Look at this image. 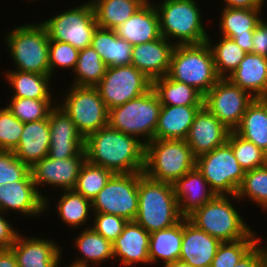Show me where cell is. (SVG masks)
<instances>
[{
    "mask_svg": "<svg viewBox=\"0 0 267 267\" xmlns=\"http://www.w3.org/2000/svg\"><path fill=\"white\" fill-rule=\"evenodd\" d=\"M229 196L216 195L190 214L188 220L220 242L247 238L253 231L231 203L233 199L238 200L236 195Z\"/></svg>",
    "mask_w": 267,
    "mask_h": 267,
    "instance_id": "277c9868",
    "label": "cell"
},
{
    "mask_svg": "<svg viewBox=\"0 0 267 267\" xmlns=\"http://www.w3.org/2000/svg\"><path fill=\"white\" fill-rule=\"evenodd\" d=\"M139 173L114 174L92 201L93 213L134 221L138 211Z\"/></svg>",
    "mask_w": 267,
    "mask_h": 267,
    "instance_id": "4fadbf2b",
    "label": "cell"
},
{
    "mask_svg": "<svg viewBox=\"0 0 267 267\" xmlns=\"http://www.w3.org/2000/svg\"><path fill=\"white\" fill-rule=\"evenodd\" d=\"M91 46L107 67L132 64L133 46L118 37L114 30L97 27L93 34Z\"/></svg>",
    "mask_w": 267,
    "mask_h": 267,
    "instance_id": "f1b7e54d",
    "label": "cell"
},
{
    "mask_svg": "<svg viewBox=\"0 0 267 267\" xmlns=\"http://www.w3.org/2000/svg\"><path fill=\"white\" fill-rule=\"evenodd\" d=\"M161 105L204 106V96L194 87L172 80L167 75L152 81Z\"/></svg>",
    "mask_w": 267,
    "mask_h": 267,
    "instance_id": "836d02e7",
    "label": "cell"
},
{
    "mask_svg": "<svg viewBox=\"0 0 267 267\" xmlns=\"http://www.w3.org/2000/svg\"><path fill=\"white\" fill-rule=\"evenodd\" d=\"M167 76L194 87L204 96L220 79L207 41L200 44L175 45Z\"/></svg>",
    "mask_w": 267,
    "mask_h": 267,
    "instance_id": "3957f363",
    "label": "cell"
},
{
    "mask_svg": "<svg viewBox=\"0 0 267 267\" xmlns=\"http://www.w3.org/2000/svg\"><path fill=\"white\" fill-rule=\"evenodd\" d=\"M216 45H212L210 37L207 39L213 58L217 75L220 78H227L234 70L239 67L246 52L228 37L221 36Z\"/></svg>",
    "mask_w": 267,
    "mask_h": 267,
    "instance_id": "74e56055",
    "label": "cell"
},
{
    "mask_svg": "<svg viewBox=\"0 0 267 267\" xmlns=\"http://www.w3.org/2000/svg\"><path fill=\"white\" fill-rule=\"evenodd\" d=\"M259 240L234 267H267L266 253Z\"/></svg>",
    "mask_w": 267,
    "mask_h": 267,
    "instance_id": "c3c4849f",
    "label": "cell"
},
{
    "mask_svg": "<svg viewBox=\"0 0 267 267\" xmlns=\"http://www.w3.org/2000/svg\"><path fill=\"white\" fill-rule=\"evenodd\" d=\"M182 218L173 184L152 180L139 172L135 221L151 234L173 226Z\"/></svg>",
    "mask_w": 267,
    "mask_h": 267,
    "instance_id": "7a4b0ae2",
    "label": "cell"
},
{
    "mask_svg": "<svg viewBox=\"0 0 267 267\" xmlns=\"http://www.w3.org/2000/svg\"><path fill=\"white\" fill-rule=\"evenodd\" d=\"M86 160L114 174L144 172L145 144L132 135L102 127L85 138Z\"/></svg>",
    "mask_w": 267,
    "mask_h": 267,
    "instance_id": "6da1fadb",
    "label": "cell"
},
{
    "mask_svg": "<svg viewBox=\"0 0 267 267\" xmlns=\"http://www.w3.org/2000/svg\"><path fill=\"white\" fill-rule=\"evenodd\" d=\"M261 9L224 7L219 18L221 36L233 39L246 53H252L253 33L258 25Z\"/></svg>",
    "mask_w": 267,
    "mask_h": 267,
    "instance_id": "44dd1931",
    "label": "cell"
},
{
    "mask_svg": "<svg viewBox=\"0 0 267 267\" xmlns=\"http://www.w3.org/2000/svg\"><path fill=\"white\" fill-rule=\"evenodd\" d=\"M96 88L109 110L145 94L152 80L133 65L107 67Z\"/></svg>",
    "mask_w": 267,
    "mask_h": 267,
    "instance_id": "7c38bea8",
    "label": "cell"
},
{
    "mask_svg": "<svg viewBox=\"0 0 267 267\" xmlns=\"http://www.w3.org/2000/svg\"><path fill=\"white\" fill-rule=\"evenodd\" d=\"M195 165L196 158L185 140L154 139L145 145L143 173L152 180L174 184Z\"/></svg>",
    "mask_w": 267,
    "mask_h": 267,
    "instance_id": "8992f818",
    "label": "cell"
},
{
    "mask_svg": "<svg viewBox=\"0 0 267 267\" xmlns=\"http://www.w3.org/2000/svg\"><path fill=\"white\" fill-rule=\"evenodd\" d=\"M30 173V167L21 162L13 151L0 150V184L23 180Z\"/></svg>",
    "mask_w": 267,
    "mask_h": 267,
    "instance_id": "bcb514c9",
    "label": "cell"
},
{
    "mask_svg": "<svg viewBox=\"0 0 267 267\" xmlns=\"http://www.w3.org/2000/svg\"><path fill=\"white\" fill-rule=\"evenodd\" d=\"M195 167L216 195H236L245 176L227 142L196 158Z\"/></svg>",
    "mask_w": 267,
    "mask_h": 267,
    "instance_id": "30bf717a",
    "label": "cell"
},
{
    "mask_svg": "<svg viewBox=\"0 0 267 267\" xmlns=\"http://www.w3.org/2000/svg\"><path fill=\"white\" fill-rule=\"evenodd\" d=\"M159 16L161 36L175 45L204 43L208 39L201 10L195 0H162L154 3ZM173 38V39H172Z\"/></svg>",
    "mask_w": 267,
    "mask_h": 267,
    "instance_id": "5b68a950",
    "label": "cell"
},
{
    "mask_svg": "<svg viewBox=\"0 0 267 267\" xmlns=\"http://www.w3.org/2000/svg\"><path fill=\"white\" fill-rule=\"evenodd\" d=\"M7 108L22 123L48 119L54 107L51 99L11 98Z\"/></svg>",
    "mask_w": 267,
    "mask_h": 267,
    "instance_id": "7bdbcfd3",
    "label": "cell"
},
{
    "mask_svg": "<svg viewBox=\"0 0 267 267\" xmlns=\"http://www.w3.org/2000/svg\"><path fill=\"white\" fill-rule=\"evenodd\" d=\"M234 132L267 154V98H255L249 104Z\"/></svg>",
    "mask_w": 267,
    "mask_h": 267,
    "instance_id": "f546056e",
    "label": "cell"
},
{
    "mask_svg": "<svg viewBox=\"0 0 267 267\" xmlns=\"http://www.w3.org/2000/svg\"><path fill=\"white\" fill-rule=\"evenodd\" d=\"M76 237L75 245L82 257L75 259L68 267H90L88 263H103L114 258L113 245L91 227L84 228Z\"/></svg>",
    "mask_w": 267,
    "mask_h": 267,
    "instance_id": "1f68e13d",
    "label": "cell"
},
{
    "mask_svg": "<svg viewBox=\"0 0 267 267\" xmlns=\"http://www.w3.org/2000/svg\"><path fill=\"white\" fill-rule=\"evenodd\" d=\"M24 123L7 108H0V150L13 151L23 132Z\"/></svg>",
    "mask_w": 267,
    "mask_h": 267,
    "instance_id": "ee69618b",
    "label": "cell"
},
{
    "mask_svg": "<svg viewBox=\"0 0 267 267\" xmlns=\"http://www.w3.org/2000/svg\"><path fill=\"white\" fill-rule=\"evenodd\" d=\"M49 40L69 43L78 50L91 46L98 27L90 1L43 21Z\"/></svg>",
    "mask_w": 267,
    "mask_h": 267,
    "instance_id": "8fae6325",
    "label": "cell"
},
{
    "mask_svg": "<svg viewBox=\"0 0 267 267\" xmlns=\"http://www.w3.org/2000/svg\"><path fill=\"white\" fill-rule=\"evenodd\" d=\"M0 267H18L15 256L10 249H0Z\"/></svg>",
    "mask_w": 267,
    "mask_h": 267,
    "instance_id": "f5cc1de1",
    "label": "cell"
},
{
    "mask_svg": "<svg viewBox=\"0 0 267 267\" xmlns=\"http://www.w3.org/2000/svg\"><path fill=\"white\" fill-rule=\"evenodd\" d=\"M255 98L234 85L228 78H220L204 95V106L228 129L234 131Z\"/></svg>",
    "mask_w": 267,
    "mask_h": 267,
    "instance_id": "5bb4252c",
    "label": "cell"
},
{
    "mask_svg": "<svg viewBox=\"0 0 267 267\" xmlns=\"http://www.w3.org/2000/svg\"><path fill=\"white\" fill-rule=\"evenodd\" d=\"M114 31L118 37L132 46L159 39L161 37L159 16L154 4L148 0Z\"/></svg>",
    "mask_w": 267,
    "mask_h": 267,
    "instance_id": "cb8c5ba5",
    "label": "cell"
},
{
    "mask_svg": "<svg viewBox=\"0 0 267 267\" xmlns=\"http://www.w3.org/2000/svg\"><path fill=\"white\" fill-rule=\"evenodd\" d=\"M18 71L50 75L49 37L42 23L17 26L5 36Z\"/></svg>",
    "mask_w": 267,
    "mask_h": 267,
    "instance_id": "52a82bcc",
    "label": "cell"
},
{
    "mask_svg": "<svg viewBox=\"0 0 267 267\" xmlns=\"http://www.w3.org/2000/svg\"><path fill=\"white\" fill-rule=\"evenodd\" d=\"M149 241V232L135 220L128 221L122 233L112 243L113 259H121V263L126 267L138 263L150 264Z\"/></svg>",
    "mask_w": 267,
    "mask_h": 267,
    "instance_id": "603a6c76",
    "label": "cell"
},
{
    "mask_svg": "<svg viewBox=\"0 0 267 267\" xmlns=\"http://www.w3.org/2000/svg\"><path fill=\"white\" fill-rule=\"evenodd\" d=\"M227 143L232 147L235 158L245 172L267 164V154L234 131H230Z\"/></svg>",
    "mask_w": 267,
    "mask_h": 267,
    "instance_id": "60d3db41",
    "label": "cell"
},
{
    "mask_svg": "<svg viewBox=\"0 0 267 267\" xmlns=\"http://www.w3.org/2000/svg\"><path fill=\"white\" fill-rule=\"evenodd\" d=\"M85 161L84 149L77 156L66 159H52L45 156L30 168L33 182L39 194L45 200V211L50 206V201L46 195H42L43 193L41 190L39 191L38 187L51 185L54 188H62L63 191L74 190L81 166Z\"/></svg>",
    "mask_w": 267,
    "mask_h": 267,
    "instance_id": "9a60e30c",
    "label": "cell"
},
{
    "mask_svg": "<svg viewBox=\"0 0 267 267\" xmlns=\"http://www.w3.org/2000/svg\"><path fill=\"white\" fill-rule=\"evenodd\" d=\"M266 253V262H267V246L263 247Z\"/></svg>",
    "mask_w": 267,
    "mask_h": 267,
    "instance_id": "11a10c76",
    "label": "cell"
},
{
    "mask_svg": "<svg viewBox=\"0 0 267 267\" xmlns=\"http://www.w3.org/2000/svg\"><path fill=\"white\" fill-rule=\"evenodd\" d=\"M259 240L260 236L252 232L244 239L221 242L210 267H234Z\"/></svg>",
    "mask_w": 267,
    "mask_h": 267,
    "instance_id": "b9f144b4",
    "label": "cell"
},
{
    "mask_svg": "<svg viewBox=\"0 0 267 267\" xmlns=\"http://www.w3.org/2000/svg\"><path fill=\"white\" fill-rule=\"evenodd\" d=\"M164 267H192L187 262H184L182 260H176L174 262L168 263L166 265H163Z\"/></svg>",
    "mask_w": 267,
    "mask_h": 267,
    "instance_id": "db71d44e",
    "label": "cell"
},
{
    "mask_svg": "<svg viewBox=\"0 0 267 267\" xmlns=\"http://www.w3.org/2000/svg\"><path fill=\"white\" fill-rule=\"evenodd\" d=\"M174 44V45H173ZM174 42L164 37L134 45L132 47V64L152 81L168 74Z\"/></svg>",
    "mask_w": 267,
    "mask_h": 267,
    "instance_id": "ffe728a7",
    "label": "cell"
},
{
    "mask_svg": "<svg viewBox=\"0 0 267 267\" xmlns=\"http://www.w3.org/2000/svg\"><path fill=\"white\" fill-rule=\"evenodd\" d=\"M107 66L92 46L79 50L78 60L74 69L76 86L96 87L105 75Z\"/></svg>",
    "mask_w": 267,
    "mask_h": 267,
    "instance_id": "8d00e7d4",
    "label": "cell"
},
{
    "mask_svg": "<svg viewBox=\"0 0 267 267\" xmlns=\"http://www.w3.org/2000/svg\"><path fill=\"white\" fill-rule=\"evenodd\" d=\"M79 50L69 43L50 40L49 41V67L50 76H53L55 68H69L74 71Z\"/></svg>",
    "mask_w": 267,
    "mask_h": 267,
    "instance_id": "f6af8a7d",
    "label": "cell"
},
{
    "mask_svg": "<svg viewBox=\"0 0 267 267\" xmlns=\"http://www.w3.org/2000/svg\"><path fill=\"white\" fill-rule=\"evenodd\" d=\"M60 247L47 238H27L19 233L9 249L18 267H58L62 253Z\"/></svg>",
    "mask_w": 267,
    "mask_h": 267,
    "instance_id": "d6986e66",
    "label": "cell"
},
{
    "mask_svg": "<svg viewBox=\"0 0 267 267\" xmlns=\"http://www.w3.org/2000/svg\"><path fill=\"white\" fill-rule=\"evenodd\" d=\"M6 72L5 78L14 92L11 98L52 99L49 87L52 81L50 75L18 70H6Z\"/></svg>",
    "mask_w": 267,
    "mask_h": 267,
    "instance_id": "e575fe53",
    "label": "cell"
},
{
    "mask_svg": "<svg viewBox=\"0 0 267 267\" xmlns=\"http://www.w3.org/2000/svg\"><path fill=\"white\" fill-rule=\"evenodd\" d=\"M20 212L23 216H38L45 212V200L39 194L31 172L21 181L0 184V212Z\"/></svg>",
    "mask_w": 267,
    "mask_h": 267,
    "instance_id": "ac0fdd59",
    "label": "cell"
},
{
    "mask_svg": "<svg viewBox=\"0 0 267 267\" xmlns=\"http://www.w3.org/2000/svg\"><path fill=\"white\" fill-rule=\"evenodd\" d=\"M63 97L57 103L84 138L108 125L109 110L96 87L71 85Z\"/></svg>",
    "mask_w": 267,
    "mask_h": 267,
    "instance_id": "9c48e42d",
    "label": "cell"
},
{
    "mask_svg": "<svg viewBox=\"0 0 267 267\" xmlns=\"http://www.w3.org/2000/svg\"><path fill=\"white\" fill-rule=\"evenodd\" d=\"M202 107L162 105L154 139L185 140L196 114Z\"/></svg>",
    "mask_w": 267,
    "mask_h": 267,
    "instance_id": "83f0119b",
    "label": "cell"
},
{
    "mask_svg": "<svg viewBox=\"0 0 267 267\" xmlns=\"http://www.w3.org/2000/svg\"><path fill=\"white\" fill-rule=\"evenodd\" d=\"M18 234L19 231L14 229L11 223L9 224L8 220L4 218L3 213L0 212V249H9Z\"/></svg>",
    "mask_w": 267,
    "mask_h": 267,
    "instance_id": "f907efd6",
    "label": "cell"
},
{
    "mask_svg": "<svg viewBox=\"0 0 267 267\" xmlns=\"http://www.w3.org/2000/svg\"><path fill=\"white\" fill-rule=\"evenodd\" d=\"M221 242L183 217V239L179 260L192 267H210Z\"/></svg>",
    "mask_w": 267,
    "mask_h": 267,
    "instance_id": "7402d4cb",
    "label": "cell"
},
{
    "mask_svg": "<svg viewBox=\"0 0 267 267\" xmlns=\"http://www.w3.org/2000/svg\"><path fill=\"white\" fill-rule=\"evenodd\" d=\"M254 98H267V58L246 53L239 67L227 77Z\"/></svg>",
    "mask_w": 267,
    "mask_h": 267,
    "instance_id": "4316f807",
    "label": "cell"
},
{
    "mask_svg": "<svg viewBox=\"0 0 267 267\" xmlns=\"http://www.w3.org/2000/svg\"><path fill=\"white\" fill-rule=\"evenodd\" d=\"M48 116L50 146L48 156L52 159H66L77 156L84 150L85 138L75 123L58 104Z\"/></svg>",
    "mask_w": 267,
    "mask_h": 267,
    "instance_id": "2e32d148",
    "label": "cell"
},
{
    "mask_svg": "<svg viewBox=\"0 0 267 267\" xmlns=\"http://www.w3.org/2000/svg\"><path fill=\"white\" fill-rule=\"evenodd\" d=\"M236 197L239 201L247 197L262 210H267V164L245 172Z\"/></svg>",
    "mask_w": 267,
    "mask_h": 267,
    "instance_id": "ab89813d",
    "label": "cell"
},
{
    "mask_svg": "<svg viewBox=\"0 0 267 267\" xmlns=\"http://www.w3.org/2000/svg\"><path fill=\"white\" fill-rule=\"evenodd\" d=\"M161 106L158 95L151 88L125 104L109 109L108 125L125 134L144 137L146 145L154 140Z\"/></svg>",
    "mask_w": 267,
    "mask_h": 267,
    "instance_id": "ba28073f",
    "label": "cell"
},
{
    "mask_svg": "<svg viewBox=\"0 0 267 267\" xmlns=\"http://www.w3.org/2000/svg\"><path fill=\"white\" fill-rule=\"evenodd\" d=\"M92 214L94 222L91 228L111 243L122 233L124 226L128 222L126 219L117 215L105 213Z\"/></svg>",
    "mask_w": 267,
    "mask_h": 267,
    "instance_id": "7dc6e473",
    "label": "cell"
},
{
    "mask_svg": "<svg viewBox=\"0 0 267 267\" xmlns=\"http://www.w3.org/2000/svg\"><path fill=\"white\" fill-rule=\"evenodd\" d=\"M230 131L203 106L196 114L185 141L191 148L193 156L198 158L225 144Z\"/></svg>",
    "mask_w": 267,
    "mask_h": 267,
    "instance_id": "e0dca14e",
    "label": "cell"
},
{
    "mask_svg": "<svg viewBox=\"0 0 267 267\" xmlns=\"http://www.w3.org/2000/svg\"><path fill=\"white\" fill-rule=\"evenodd\" d=\"M183 239V218L173 226L150 234L149 259L150 264L163 260L164 265L180 258Z\"/></svg>",
    "mask_w": 267,
    "mask_h": 267,
    "instance_id": "4dcf8cb0",
    "label": "cell"
},
{
    "mask_svg": "<svg viewBox=\"0 0 267 267\" xmlns=\"http://www.w3.org/2000/svg\"><path fill=\"white\" fill-rule=\"evenodd\" d=\"M207 186L209 187L208 182L196 167L173 184L178 209L183 217L187 218L216 196Z\"/></svg>",
    "mask_w": 267,
    "mask_h": 267,
    "instance_id": "d4e9b609",
    "label": "cell"
},
{
    "mask_svg": "<svg viewBox=\"0 0 267 267\" xmlns=\"http://www.w3.org/2000/svg\"><path fill=\"white\" fill-rule=\"evenodd\" d=\"M227 8L262 9L265 0H223Z\"/></svg>",
    "mask_w": 267,
    "mask_h": 267,
    "instance_id": "816d5d0a",
    "label": "cell"
},
{
    "mask_svg": "<svg viewBox=\"0 0 267 267\" xmlns=\"http://www.w3.org/2000/svg\"><path fill=\"white\" fill-rule=\"evenodd\" d=\"M252 53L267 58V22L260 19L253 33Z\"/></svg>",
    "mask_w": 267,
    "mask_h": 267,
    "instance_id": "681fc988",
    "label": "cell"
},
{
    "mask_svg": "<svg viewBox=\"0 0 267 267\" xmlns=\"http://www.w3.org/2000/svg\"><path fill=\"white\" fill-rule=\"evenodd\" d=\"M50 129L48 119L24 123L16 157L30 168L49 154Z\"/></svg>",
    "mask_w": 267,
    "mask_h": 267,
    "instance_id": "484cf974",
    "label": "cell"
},
{
    "mask_svg": "<svg viewBox=\"0 0 267 267\" xmlns=\"http://www.w3.org/2000/svg\"><path fill=\"white\" fill-rule=\"evenodd\" d=\"M148 0H90L98 27L114 30Z\"/></svg>",
    "mask_w": 267,
    "mask_h": 267,
    "instance_id": "d6a6232c",
    "label": "cell"
},
{
    "mask_svg": "<svg viewBox=\"0 0 267 267\" xmlns=\"http://www.w3.org/2000/svg\"><path fill=\"white\" fill-rule=\"evenodd\" d=\"M113 175L112 171L86 160L81 166L74 190L84 198L93 201Z\"/></svg>",
    "mask_w": 267,
    "mask_h": 267,
    "instance_id": "f35d334b",
    "label": "cell"
},
{
    "mask_svg": "<svg viewBox=\"0 0 267 267\" xmlns=\"http://www.w3.org/2000/svg\"><path fill=\"white\" fill-rule=\"evenodd\" d=\"M56 210L63 223L73 228L84 226L85 222L93 213L92 201L84 198L75 190H64L58 203Z\"/></svg>",
    "mask_w": 267,
    "mask_h": 267,
    "instance_id": "d590c367",
    "label": "cell"
}]
</instances>
